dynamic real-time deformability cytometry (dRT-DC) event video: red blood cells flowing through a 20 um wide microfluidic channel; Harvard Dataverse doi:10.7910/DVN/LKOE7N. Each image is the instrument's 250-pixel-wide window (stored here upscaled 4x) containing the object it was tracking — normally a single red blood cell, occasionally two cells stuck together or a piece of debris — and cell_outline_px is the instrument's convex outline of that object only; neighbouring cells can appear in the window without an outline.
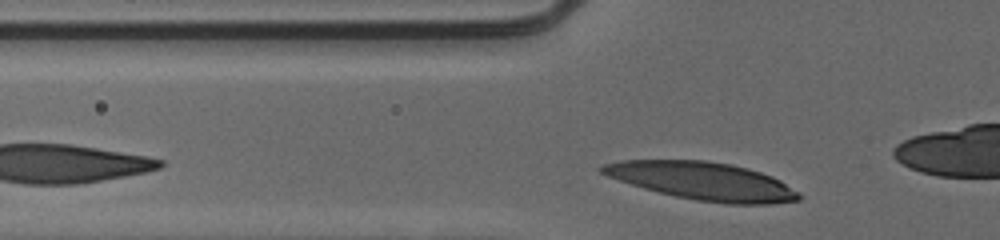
{"species": "human", "species_latin": "Homo sapiens", "temperature_condition": "cold", "stored_images_in_passage": 28, "camera_frame_rate_fps": 3000, "um_per_image_px": 0.085, "donor": {"sex": "male"}, "frame": {"image": 1, "passage_image": 2, "time_ms": 0.333, "image_size_px": [1000, 240], "cell_outline_px": [[804, 196], [800, 200], [772, 204], [728, 204], [696, 200], [676, 196], [644, 188], [608, 176], [600, 172], [596, 168], [604, 164], [620, 160], [704, 160], [728, 164], [748, 168], [772, 176], [780, 180]], "centroid_in_image_um": [59.75, 15.39], "position_along_channel_um": 66.1, "area_um2": 43.23}}
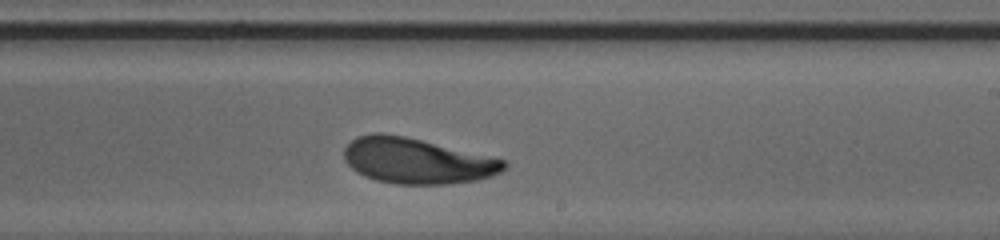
{"frame": {"image": 2, "passage_image": 17, "time_ms": 5.333, "image_size_px": [1000, 240], "cell_outline_px": [[508, 164], [500, 172], [492, 176], [476, 180], [448, 184], [396, 184], [376, 180], [364, 176], [356, 172], [344, 160], [344, 148], [356, 136], [372, 132], [380, 132], [404, 136], [504, 160]], "centroid_in_image_um": [35.37, 13.67], "position_along_channel_um": 253.6, "area_um2": 42.19}}
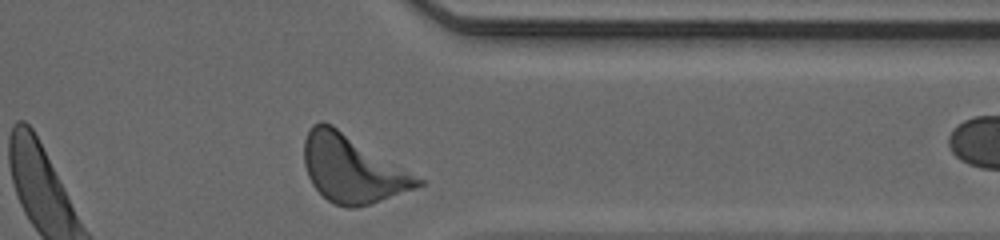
{"frame": {"image": 3, "passage_image": 27, "time_ms": 8.667, "image_size_px": [1000, 240], "cell_outline_px": [[424, 184], [416, 188], [372, 204], [356, 208], [348, 208], [332, 204], [312, 184], [308, 176], [304, 164], [304, 140], [312, 124], [320, 120], [324, 120], [332, 124], [424, 180]], "centroid_in_image_um": [29.92, 14.35], "position_along_channel_um": 381.5, "area_um2": 44.62}, "authors_computed_cell_mechanics": {"area_um2": 42.5119, "velocity_mm_per_s": 3.8974, "shape_relaxation_time_tau1_ms": 2.6199, "shape_relaxation_time_tau2_ms": 4.233, "deformation_change_tau1": 0.1533, "deformation_change_tau2": 0.1179}}